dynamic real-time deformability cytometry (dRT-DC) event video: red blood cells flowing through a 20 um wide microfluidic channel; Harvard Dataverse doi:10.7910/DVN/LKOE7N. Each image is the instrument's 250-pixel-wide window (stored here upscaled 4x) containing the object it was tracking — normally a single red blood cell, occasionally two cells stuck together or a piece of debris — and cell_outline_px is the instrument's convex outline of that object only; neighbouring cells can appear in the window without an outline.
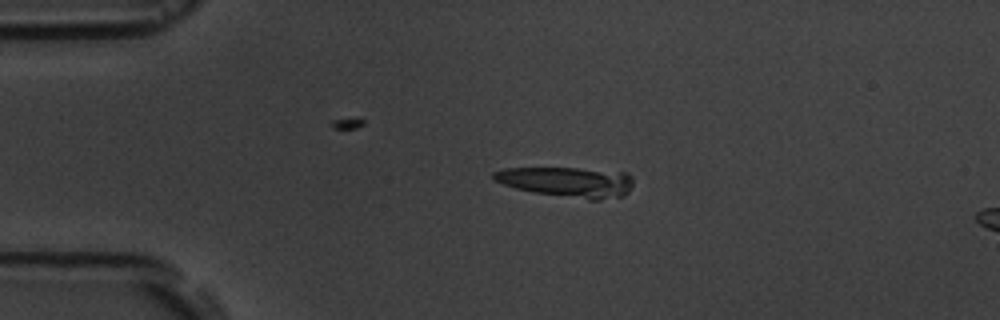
{"species": "common noctule bat (a hibernating species)", "species_latin": "Nyctalus noctula", "temperature_condition": "room temperature", "stored_images_in_passage": 5, "segment_of_instrument_passage": [1, 2], "camera_frame_rate_fps": 3000, "um_per_image_px": 0.085, "animal": {"sex": "male", "body_mass_g": 19.5, "forearm_length_mm": 54.6}, "frame": {"image": 1, "passage_image": 3, "time_ms": 2.0, "image_size_px": [1000, 320], "cell_outline_px": [[632, 184], [628, 192], [624, 196], [600, 200], [588, 200], [532, 192], [516, 188], [492, 180], [492, 172], [504, 168], [576, 168], [628, 172], [632, 176]], "centroid_in_image_um": [48.24, 15.47], "position_along_channel_um": 36.8, "area_um2": 24.85}}